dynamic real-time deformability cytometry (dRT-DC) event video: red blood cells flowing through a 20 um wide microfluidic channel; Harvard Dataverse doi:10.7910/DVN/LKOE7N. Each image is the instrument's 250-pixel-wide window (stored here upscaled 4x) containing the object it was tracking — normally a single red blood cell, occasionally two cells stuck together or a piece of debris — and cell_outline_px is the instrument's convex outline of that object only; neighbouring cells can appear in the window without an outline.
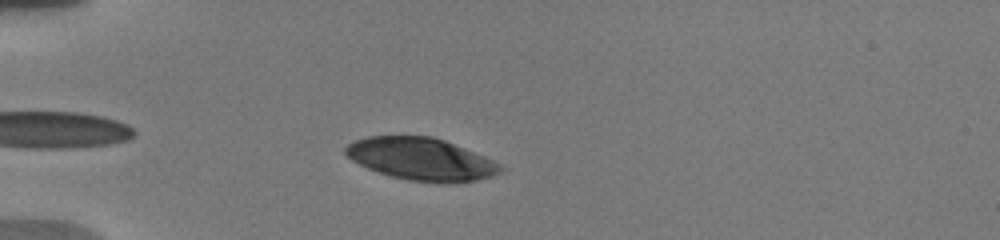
{"species": "human", "species_latin": "Homo sapiens", "temperature_condition": "warm", "stored_images_in_passage": 6, "camera_frame_rate_fps": 3000, "um_per_image_px": 0.085, "donor": {"sex": "male"}, "frame": {"image": 1, "passage_image": 4, "time_ms": 3.333, "image_size_px": [1000, 240], "cell_outline_px": [[504, 168], [500, 172], [492, 176], [476, 180], [456, 184], [436, 184], [408, 180], [392, 176], [368, 168], [352, 160], [344, 152], [344, 148], [348, 144], [356, 140], [368, 136], [432, 136], [444, 140], [484, 156], [500, 164]], "centroid_in_image_um": [35.82, 13.54], "position_along_channel_um": 49.2, "area_um2": 38.32}}